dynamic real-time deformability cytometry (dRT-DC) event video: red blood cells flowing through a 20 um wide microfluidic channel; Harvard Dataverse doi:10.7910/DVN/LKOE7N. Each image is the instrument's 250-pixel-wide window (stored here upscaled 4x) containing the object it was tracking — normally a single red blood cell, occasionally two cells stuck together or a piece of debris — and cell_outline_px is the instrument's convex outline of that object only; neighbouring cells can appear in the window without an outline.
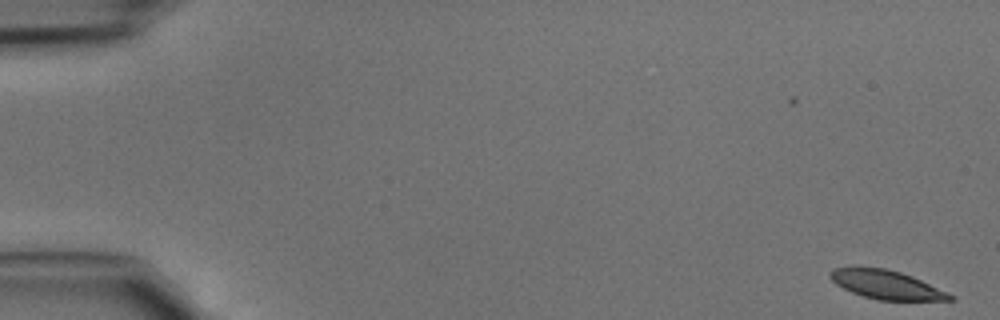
{"species": "common noctule bat (a hibernating species)", "species_latin": "Nyctalus noctula", "temperature_condition": "cold", "stored_images_in_passage": 11, "camera_frame_rate_fps": 3000, "um_per_image_px": 0.085, "animal": {"sex": "male", "body_mass_g": 15.6}, "frame": {"image": 1, "passage_image": 1, "time_ms": 0.0, "image_size_px": [1000, 320], "cell_outline_px": [[956, 300], [876, 300], [852, 292], [836, 284], [828, 276], [828, 272], [836, 268], [860, 264], [888, 268], [912, 276], [948, 292], [956, 296]], "centroid_in_image_um": [75.3, 24.15], "position_along_channel_um": 9.7, "area_um2": 20.63}}